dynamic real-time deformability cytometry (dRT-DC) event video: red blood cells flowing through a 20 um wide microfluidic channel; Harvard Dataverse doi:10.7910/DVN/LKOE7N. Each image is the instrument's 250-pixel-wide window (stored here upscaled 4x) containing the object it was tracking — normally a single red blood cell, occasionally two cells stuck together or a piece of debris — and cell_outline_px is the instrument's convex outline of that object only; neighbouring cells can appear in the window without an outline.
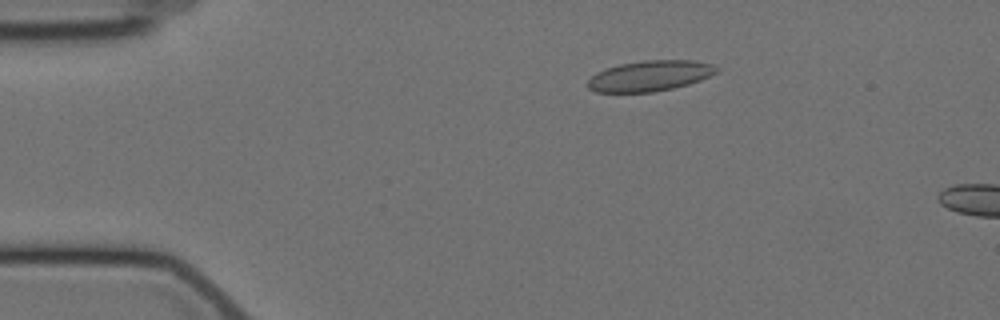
{"species": "Egyptian fruit bat (a non-hibernating species)", "species_latin": "Rousettus aegyptiacus", "temperature_condition": "cold", "stored_images_in_passage": 3, "camera_frame_rate_fps": 3000, "um_per_image_px": 0.085, "animal": {"sex": "female"}, "frame": {"image": 1, "passage_image": 2, "time_ms": 1.0, "image_size_px": [1000, 320], "cell_outline_px": [[720, 68], [716, 72], [700, 80], [688, 84], [672, 88], [652, 92], [596, 92], [588, 88], [588, 80], [596, 72], [620, 64], [644, 60], [696, 60], [712, 64]], "centroid_in_image_um": [55.25, 6.44], "position_along_channel_um": 29.8, "area_um2": 22.83}}